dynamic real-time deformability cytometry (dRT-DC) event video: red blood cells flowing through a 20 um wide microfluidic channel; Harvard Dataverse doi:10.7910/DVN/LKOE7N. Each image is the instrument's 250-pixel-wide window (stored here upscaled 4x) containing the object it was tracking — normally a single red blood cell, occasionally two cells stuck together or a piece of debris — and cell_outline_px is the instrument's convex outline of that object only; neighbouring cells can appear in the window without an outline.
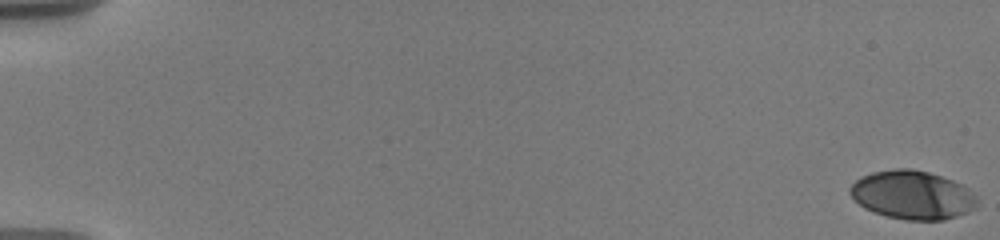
{"species": "human", "species_latin": "Homo sapiens", "temperature_condition": "warm", "stored_images_in_passage": 61, "camera_frame_rate_fps": 3000, "um_per_image_px": 0.085, "donor": {"sex": "male"}, "frame": {"image": 1, "passage_image": 1, "time_ms": 0.0, "image_size_px": [1000, 240], "cell_outline_px": [[976, 204], [968, 212], [944, 220], [908, 220], [888, 216], [864, 208], [848, 192], [848, 188], [856, 180], [872, 172], [892, 168], [912, 168], [928, 172], [964, 184], [976, 196]], "centroid_in_image_um": [77.55, 16.56], "position_along_channel_um": 7.4, "area_um2": 35.84}}
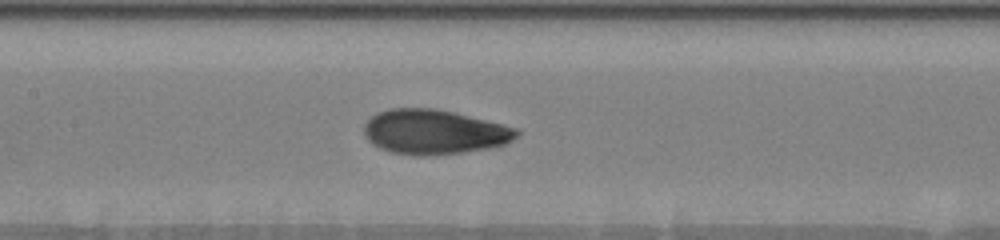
{"frame": {"image": 2, "passage_image": 29, "time_ms": 9.667, "image_size_px": [1000, 240], "cell_outline_px": [[520, 132], [512, 140], [504, 144], [492, 148], [432, 156], [416, 156], [392, 152], [380, 148], [372, 144], [364, 136], [364, 124], [376, 112], [388, 108], [436, 108], [520, 128]], "centroid_in_image_um": [36.89, 11.21], "position_along_channel_um": 170.5, "area_um2": 40.06}}
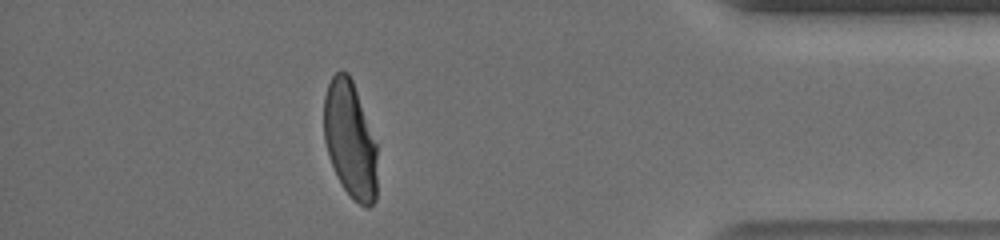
{"frame": {"image": 3, "passage_image": 49, "time_ms": 17.0, "image_size_px": [1000, 240], "cell_outline_px": [[376, 200], [368, 208], [364, 208], [344, 188], [332, 164], [324, 140], [324, 96], [328, 84], [332, 76], [340, 68], [348, 72], [352, 80], [376, 144]], "centroid_in_image_um": [29.75, 11.84], "position_along_channel_um": 405.5, "area_um2": 35.72}}